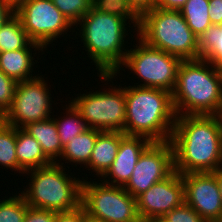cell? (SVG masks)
I'll return each mask as SVG.
<instances>
[{"label":"cell","mask_w":222,"mask_h":222,"mask_svg":"<svg viewBox=\"0 0 222 222\" xmlns=\"http://www.w3.org/2000/svg\"><path fill=\"white\" fill-rule=\"evenodd\" d=\"M28 206L20 193L0 201V222H23Z\"/></svg>","instance_id":"obj_27"},{"label":"cell","mask_w":222,"mask_h":222,"mask_svg":"<svg viewBox=\"0 0 222 222\" xmlns=\"http://www.w3.org/2000/svg\"><path fill=\"white\" fill-rule=\"evenodd\" d=\"M23 129L39 142L43 153L52 163L60 161L58 156L61 157L63 147L57 132V125L52 117L43 121L31 122ZM56 159L57 161H55Z\"/></svg>","instance_id":"obj_19"},{"label":"cell","mask_w":222,"mask_h":222,"mask_svg":"<svg viewBox=\"0 0 222 222\" xmlns=\"http://www.w3.org/2000/svg\"><path fill=\"white\" fill-rule=\"evenodd\" d=\"M28 0H3V2L13 11L16 12Z\"/></svg>","instance_id":"obj_37"},{"label":"cell","mask_w":222,"mask_h":222,"mask_svg":"<svg viewBox=\"0 0 222 222\" xmlns=\"http://www.w3.org/2000/svg\"><path fill=\"white\" fill-rule=\"evenodd\" d=\"M130 19L137 29V18L118 6L94 4L90 11L78 22L81 23L80 37L88 51L101 79L111 81L122 69L128 50L123 44L128 32L125 27ZM124 50V51H123ZM126 51V52H125ZM120 69V70H119Z\"/></svg>","instance_id":"obj_1"},{"label":"cell","mask_w":222,"mask_h":222,"mask_svg":"<svg viewBox=\"0 0 222 222\" xmlns=\"http://www.w3.org/2000/svg\"><path fill=\"white\" fill-rule=\"evenodd\" d=\"M30 48L43 51L40 44L32 41L24 49L0 52V70L17 83L37 77L31 74L35 63Z\"/></svg>","instance_id":"obj_16"},{"label":"cell","mask_w":222,"mask_h":222,"mask_svg":"<svg viewBox=\"0 0 222 222\" xmlns=\"http://www.w3.org/2000/svg\"><path fill=\"white\" fill-rule=\"evenodd\" d=\"M102 131L97 129L88 128L83 133L77 135L68 142L66 146L63 147V152L61 155L62 160H67L70 163L77 164L81 163L85 166L88 165L92 150L95 146L97 136Z\"/></svg>","instance_id":"obj_20"},{"label":"cell","mask_w":222,"mask_h":222,"mask_svg":"<svg viewBox=\"0 0 222 222\" xmlns=\"http://www.w3.org/2000/svg\"><path fill=\"white\" fill-rule=\"evenodd\" d=\"M199 58L222 71V25H211L198 39Z\"/></svg>","instance_id":"obj_22"},{"label":"cell","mask_w":222,"mask_h":222,"mask_svg":"<svg viewBox=\"0 0 222 222\" xmlns=\"http://www.w3.org/2000/svg\"><path fill=\"white\" fill-rule=\"evenodd\" d=\"M185 203L207 222L222 221V199L213 172L181 174Z\"/></svg>","instance_id":"obj_14"},{"label":"cell","mask_w":222,"mask_h":222,"mask_svg":"<svg viewBox=\"0 0 222 222\" xmlns=\"http://www.w3.org/2000/svg\"><path fill=\"white\" fill-rule=\"evenodd\" d=\"M65 113L67 115H65L66 117H62L63 120L62 118L60 120V118L55 119L53 117L57 125V132L59 134L62 147L66 146L67 143L71 142L73 138L88 129L86 123L81 117L80 112L75 108V106L71 102L69 104V107L66 108Z\"/></svg>","instance_id":"obj_24"},{"label":"cell","mask_w":222,"mask_h":222,"mask_svg":"<svg viewBox=\"0 0 222 222\" xmlns=\"http://www.w3.org/2000/svg\"><path fill=\"white\" fill-rule=\"evenodd\" d=\"M154 222H207L185 202Z\"/></svg>","instance_id":"obj_28"},{"label":"cell","mask_w":222,"mask_h":222,"mask_svg":"<svg viewBox=\"0 0 222 222\" xmlns=\"http://www.w3.org/2000/svg\"><path fill=\"white\" fill-rule=\"evenodd\" d=\"M103 92H89L70 102L80 112L88 128L102 132L125 134L126 99L123 87L109 88Z\"/></svg>","instance_id":"obj_9"},{"label":"cell","mask_w":222,"mask_h":222,"mask_svg":"<svg viewBox=\"0 0 222 222\" xmlns=\"http://www.w3.org/2000/svg\"><path fill=\"white\" fill-rule=\"evenodd\" d=\"M15 12H13L4 2L0 0V28Z\"/></svg>","instance_id":"obj_35"},{"label":"cell","mask_w":222,"mask_h":222,"mask_svg":"<svg viewBox=\"0 0 222 222\" xmlns=\"http://www.w3.org/2000/svg\"><path fill=\"white\" fill-rule=\"evenodd\" d=\"M83 180L81 206L91 222H142L136 198L123 186Z\"/></svg>","instance_id":"obj_7"},{"label":"cell","mask_w":222,"mask_h":222,"mask_svg":"<svg viewBox=\"0 0 222 222\" xmlns=\"http://www.w3.org/2000/svg\"><path fill=\"white\" fill-rule=\"evenodd\" d=\"M208 9L209 0H187L180 9L187 25L198 39L212 25Z\"/></svg>","instance_id":"obj_23"},{"label":"cell","mask_w":222,"mask_h":222,"mask_svg":"<svg viewBox=\"0 0 222 222\" xmlns=\"http://www.w3.org/2000/svg\"><path fill=\"white\" fill-rule=\"evenodd\" d=\"M31 42L20 18L15 13L0 28V52L24 49Z\"/></svg>","instance_id":"obj_21"},{"label":"cell","mask_w":222,"mask_h":222,"mask_svg":"<svg viewBox=\"0 0 222 222\" xmlns=\"http://www.w3.org/2000/svg\"><path fill=\"white\" fill-rule=\"evenodd\" d=\"M170 142L180 174L222 168V115L177 116Z\"/></svg>","instance_id":"obj_2"},{"label":"cell","mask_w":222,"mask_h":222,"mask_svg":"<svg viewBox=\"0 0 222 222\" xmlns=\"http://www.w3.org/2000/svg\"><path fill=\"white\" fill-rule=\"evenodd\" d=\"M156 0H126V10L137 19L147 10L155 7Z\"/></svg>","instance_id":"obj_32"},{"label":"cell","mask_w":222,"mask_h":222,"mask_svg":"<svg viewBox=\"0 0 222 222\" xmlns=\"http://www.w3.org/2000/svg\"><path fill=\"white\" fill-rule=\"evenodd\" d=\"M151 143V140L143 136L126 135L120 141L117 155L111 167L102 176L103 183L124 186L130 179L139 157ZM105 178L113 180H105Z\"/></svg>","instance_id":"obj_15"},{"label":"cell","mask_w":222,"mask_h":222,"mask_svg":"<svg viewBox=\"0 0 222 222\" xmlns=\"http://www.w3.org/2000/svg\"><path fill=\"white\" fill-rule=\"evenodd\" d=\"M16 156L18 171L23 174L52 163L43 153L39 142L23 128H16Z\"/></svg>","instance_id":"obj_18"},{"label":"cell","mask_w":222,"mask_h":222,"mask_svg":"<svg viewBox=\"0 0 222 222\" xmlns=\"http://www.w3.org/2000/svg\"><path fill=\"white\" fill-rule=\"evenodd\" d=\"M45 82L42 76L18 82L12 103L3 115V121L13 127L23 128L31 122L50 118L52 104Z\"/></svg>","instance_id":"obj_10"},{"label":"cell","mask_w":222,"mask_h":222,"mask_svg":"<svg viewBox=\"0 0 222 222\" xmlns=\"http://www.w3.org/2000/svg\"><path fill=\"white\" fill-rule=\"evenodd\" d=\"M98 5L118 6L126 10V0H94Z\"/></svg>","instance_id":"obj_36"},{"label":"cell","mask_w":222,"mask_h":222,"mask_svg":"<svg viewBox=\"0 0 222 222\" xmlns=\"http://www.w3.org/2000/svg\"><path fill=\"white\" fill-rule=\"evenodd\" d=\"M63 164L55 162L25 172L31 174V184L21 195L30 207L68 212L81 206L82 180L68 176Z\"/></svg>","instance_id":"obj_6"},{"label":"cell","mask_w":222,"mask_h":222,"mask_svg":"<svg viewBox=\"0 0 222 222\" xmlns=\"http://www.w3.org/2000/svg\"><path fill=\"white\" fill-rule=\"evenodd\" d=\"M174 171L173 146L170 141L152 142L141 154L133 173L123 188L134 198Z\"/></svg>","instance_id":"obj_12"},{"label":"cell","mask_w":222,"mask_h":222,"mask_svg":"<svg viewBox=\"0 0 222 222\" xmlns=\"http://www.w3.org/2000/svg\"><path fill=\"white\" fill-rule=\"evenodd\" d=\"M138 43L136 48L127 51L122 66L128 67L141 78L140 80L144 81V84L136 86L159 88L172 93L182 60L162 50L148 46L140 38Z\"/></svg>","instance_id":"obj_8"},{"label":"cell","mask_w":222,"mask_h":222,"mask_svg":"<svg viewBox=\"0 0 222 222\" xmlns=\"http://www.w3.org/2000/svg\"><path fill=\"white\" fill-rule=\"evenodd\" d=\"M209 18L212 25H222V0H209Z\"/></svg>","instance_id":"obj_33"},{"label":"cell","mask_w":222,"mask_h":222,"mask_svg":"<svg viewBox=\"0 0 222 222\" xmlns=\"http://www.w3.org/2000/svg\"><path fill=\"white\" fill-rule=\"evenodd\" d=\"M137 35L148 46L174 55L181 60L199 59L198 38L180 10L154 7L137 19Z\"/></svg>","instance_id":"obj_5"},{"label":"cell","mask_w":222,"mask_h":222,"mask_svg":"<svg viewBox=\"0 0 222 222\" xmlns=\"http://www.w3.org/2000/svg\"><path fill=\"white\" fill-rule=\"evenodd\" d=\"M52 2L73 26L77 25L95 4L94 0H52Z\"/></svg>","instance_id":"obj_26"},{"label":"cell","mask_w":222,"mask_h":222,"mask_svg":"<svg viewBox=\"0 0 222 222\" xmlns=\"http://www.w3.org/2000/svg\"><path fill=\"white\" fill-rule=\"evenodd\" d=\"M126 135L123 132H101L97 136L89 163L86 168H92L93 172L101 177L111 167L115 160L120 141Z\"/></svg>","instance_id":"obj_17"},{"label":"cell","mask_w":222,"mask_h":222,"mask_svg":"<svg viewBox=\"0 0 222 222\" xmlns=\"http://www.w3.org/2000/svg\"><path fill=\"white\" fill-rule=\"evenodd\" d=\"M15 14L29 38L43 48L73 26L52 0H28Z\"/></svg>","instance_id":"obj_11"},{"label":"cell","mask_w":222,"mask_h":222,"mask_svg":"<svg viewBox=\"0 0 222 222\" xmlns=\"http://www.w3.org/2000/svg\"><path fill=\"white\" fill-rule=\"evenodd\" d=\"M0 164L18 171L16 156V127L0 122Z\"/></svg>","instance_id":"obj_25"},{"label":"cell","mask_w":222,"mask_h":222,"mask_svg":"<svg viewBox=\"0 0 222 222\" xmlns=\"http://www.w3.org/2000/svg\"><path fill=\"white\" fill-rule=\"evenodd\" d=\"M216 176V181L219 187V191L221 194V199H222V168L217 169L216 171L213 172Z\"/></svg>","instance_id":"obj_38"},{"label":"cell","mask_w":222,"mask_h":222,"mask_svg":"<svg viewBox=\"0 0 222 222\" xmlns=\"http://www.w3.org/2000/svg\"><path fill=\"white\" fill-rule=\"evenodd\" d=\"M17 82L0 70V114L3 116L9 109Z\"/></svg>","instance_id":"obj_29"},{"label":"cell","mask_w":222,"mask_h":222,"mask_svg":"<svg viewBox=\"0 0 222 222\" xmlns=\"http://www.w3.org/2000/svg\"><path fill=\"white\" fill-rule=\"evenodd\" d=\"M172 100L177 116L222 115V71L202 58L182 60Z\"/></svg>","instance_id":"obj_3"},{"label":"cell","mask_w":222,"mask_h":222,"mask_svg":"<svg viewBox=\"0 0 222 222\" xmlns=\"http://www.w3.org/2000/svg\"><path fill=\"white\" fill-rule=\"evenodd\" d=\"M3 121V116L0 114V122Z\"/></svg>","instance_id":"obj_39"},{"label":"cell","mask_w":222,"mask_h":222,"mask_svg":"<svg viewBox=\"0 0 222 222\" xmlns=\"http://www.w3.org/2000/svg\"><path fill=\"white\" fill-rule=\"evenodd\" d=\"M88 218L85 209L79 206L77 209L68 212H56L54 222H87Z\"/></svg>","instance_id":"obj_31"},{"label":"cell","mask_w":222,"mask_h":222,"mask_svg":"<svg viewBox=\"0 0 222 222\" xmlns=\"http://www.w3.org/2000/svg\"><path fill=\"white\" fill-rule=\"evenodd\" d=\"M56 211L28 206L23 222H54Z\"/></svg>","instance_id":"obj_30"},{"label":"cell","mask_w":222,"mask_h":222,"mask_svg":"<svg viewBox=\"0 0 222 222\" xmlns=\"http://www.w3.org/2000/svg\"><path fill=\"white\" fill-rule=\"evenodd\" d=\"M125 135L143 136L152 142L170 141L176 112L172 93L159 88L124 87Z\"/></svg>","instance_id":"obj_4"},{"label":"cell","mask_w":222,"mask_h":222,"mask_svg":"<svg viewBox=\"0 0 222 222\" xmlns=\"http://www.w3.org/2000/svg\"><path fill=\"white\" fill-rule=\"evenodd\" d=\"M187 0H156L155 7L165 10H180Z\"/></svg>","instance_id":"obj_34"},{"label":"cell","mask_w":222,"mask_h":222,"mask_svg":"<svg viewBox=\"0 0 222 222\" xmlns=\"http://www.w3.org/2000/svg\"><path fill=\"white\" fill-rule=\"evenodd\" d=\"M137 210L142 221H156L185 202L181 174L173 171L164 180L154 183L136 198Z\"/></svg>","instance_id":"obj_13"}]
</instances>
